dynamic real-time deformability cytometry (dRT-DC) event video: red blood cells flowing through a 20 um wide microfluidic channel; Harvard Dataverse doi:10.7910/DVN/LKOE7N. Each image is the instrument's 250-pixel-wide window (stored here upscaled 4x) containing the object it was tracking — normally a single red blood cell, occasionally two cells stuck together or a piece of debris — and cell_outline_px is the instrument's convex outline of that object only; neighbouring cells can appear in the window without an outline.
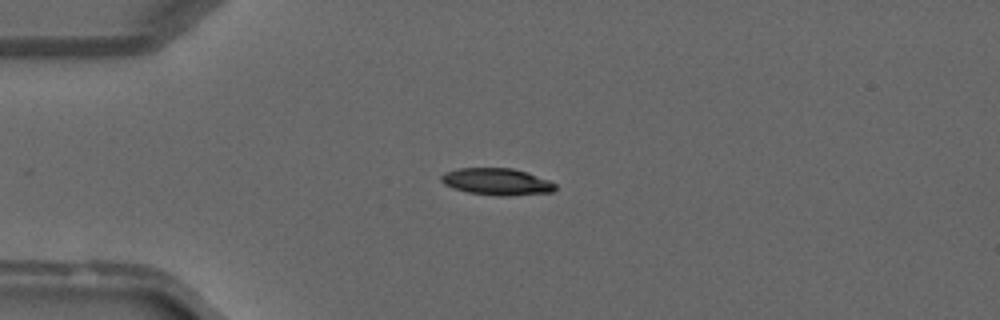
{"species": "common noctule bat (a hibernating species)", "species_latin": "Nyctalus noctula", "temperature_condition": "warm", "stored_images_in_passage": 35, "camera_frame_rate_fps": 3000, "um_per_image_px": 0.085, "animal": {"sex": "male", "forearm_length_mm": 52.5}, "frame": {"image": 1, "passage_image": 5, "time_ms": 1.333, "image_size_px": [1000, 320], "cell_outline_px": [[556, 188], [552, 192], [512, 196], [500, 196], [468, 192], [452, 188], [444, 184], [440, 180], [440, 176], [444, 172], [460, 168], [512, 168], [528, 172], [548, 180], [556, 184]], "centroid_in_image_um": [42.22, 15.44], "position_along_channel_um": 42.8, "area_um2": 17.98}}
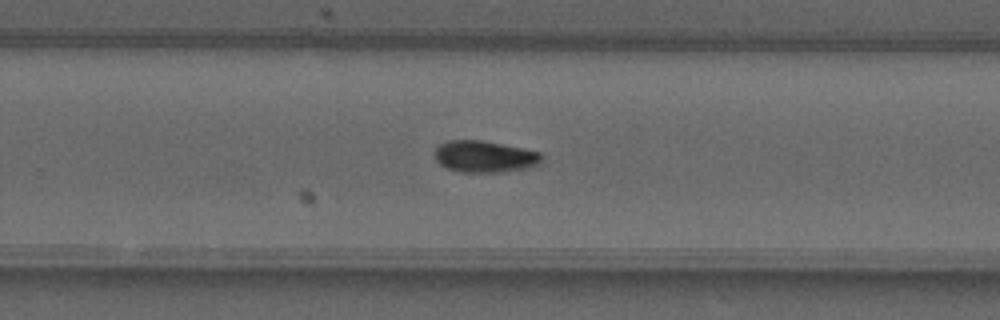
{"frame": {"image": 2, "passage_image": 21, "time_ms": 6.667, "image_size_px": [1000, 320], "cell_outline_px": [[544, 160], [540, 164], [528, 168], [504, 172], [460, 172], [448, 168], [440, 164], [436, 160], [436, 148], [440, 144], [448, 140], [484, 140], [540, 152], [544, 156]], "centroid_in_image_um": [41.25, 13.31], "position_along_channel_um": 288.5, "area_um2": 19.88}}
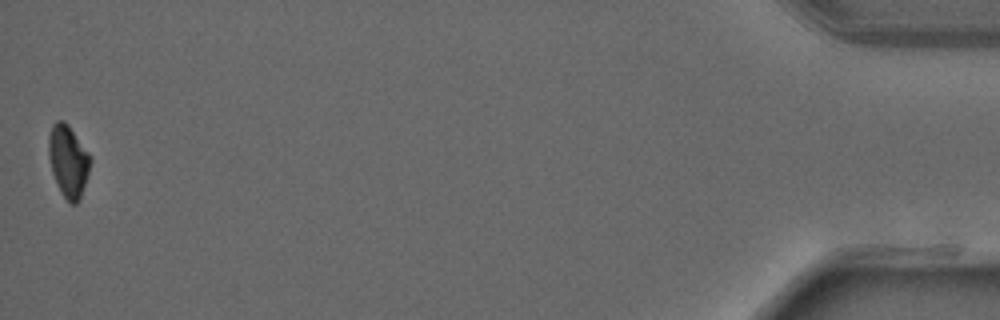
{"frame": {"image": 3, "passage_image": 35, "time_ms": 11.333, "image_size_px": [1000, 320], "cell_outline_px": [[92, 160], [80, 200], [76, 204], [72, 204], [64, 196], [52, 172], [48, 156], [48, 136], [52, 124], [56, 120], [64, 120], [68, 124], [92, 156]], "centroid_in_image_um": [5.81, 13.64], "position_along_channel_um": 429.4, "area_um2": 17.57}}